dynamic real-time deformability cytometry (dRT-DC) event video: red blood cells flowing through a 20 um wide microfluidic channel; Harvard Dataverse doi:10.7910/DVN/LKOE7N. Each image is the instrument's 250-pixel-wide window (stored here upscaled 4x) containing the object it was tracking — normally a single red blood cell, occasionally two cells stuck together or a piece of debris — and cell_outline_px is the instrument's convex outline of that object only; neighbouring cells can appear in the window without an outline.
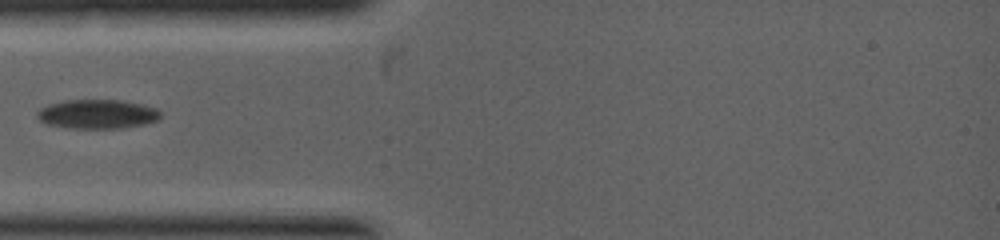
{"species": "common noctule bat (a hibernating species)", "species_latin": "Nyctalus noctula", "temperature_condition": "warm", "stored_images_in_passage": 1, "camera_frame_rate_fps": 5000, "um_per_image_px": 0.085, "animal": {"sex": "female", "body_mass_g": 19.0, "forearm_length_mm": 53.3}, "frame": {"image": 1, "passage_image": 1, "time_ms": 0.0, "image_size_px": [1000, 240], "cell_outline_px": [[160, 120], [144, 124], [120, 128], [68, 128], [48, 124], [40, 120], [36, 116], [36, 112], [40, 108], [48, 104], [64, 100], [124, 100], [144, 104], [156, 108], [160, 112]], "centroid_in_image_um": [8.28, 9.69], "position_along_channel_um": 76.7, "area_um2": 21.15}}